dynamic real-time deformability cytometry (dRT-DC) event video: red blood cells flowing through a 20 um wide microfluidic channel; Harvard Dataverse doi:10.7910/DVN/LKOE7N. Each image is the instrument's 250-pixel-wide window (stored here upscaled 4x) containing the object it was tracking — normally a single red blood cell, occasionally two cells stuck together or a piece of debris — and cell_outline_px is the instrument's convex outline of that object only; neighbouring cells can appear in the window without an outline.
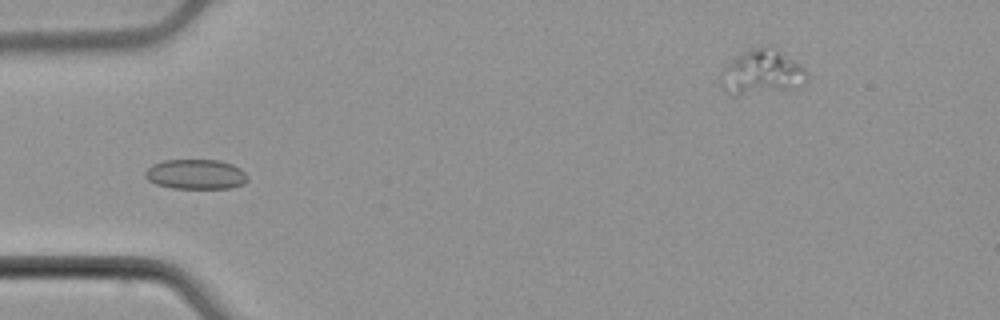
{"species": "common noctule bat (a hibernating species)", "species_latin": "Nyctalus noctula", "temperature_condition": "cold", "stored_images_in_passage": 51, "camera_frame_rate_fps": 3000, "um_per_image_px": 0.085, "animal": {"sex": "male", "body_mass_g": 21.5, "forearm_length_mm": 52.0}, "frame": {"image": 1, "passage_image": 14, "time_ms": 4.333, "image_size_px": [1000, 320], "cell_outline_px": [[248, 180], [244, 184], [232, 188], [172, 188], [156, 184], [148, 180], [144, 176], [144, 172], [152, 164], [164, 160], [220, 160], [232, 164], [240, 168], [248, 176]], "centroid_in_image_um": [16.65, 14.81], "position_along_channel_um": 68.4, "area_um2": 17.98}}
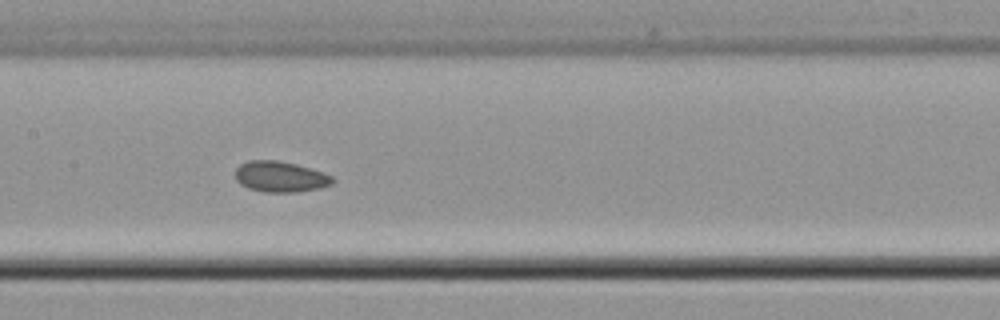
{"frame": {"image": 2, "passage_image": 23, "time_ms": 7.333, "image_size_px": [1000, 320], "cell_outline_px": [[336, 180], [332, 184], [320, 188], [296, 192], [264, 192], [248, 188], [240, 184], [236, 180], [236, 168], [240, 164], [248, 160], [276, 160], [296, 164], [324, 172], [332, 176]], "centroid_in_image_um": [23.84, 15.02], "position_along_channel_um": 183.6, "area_um2": 17.57}}
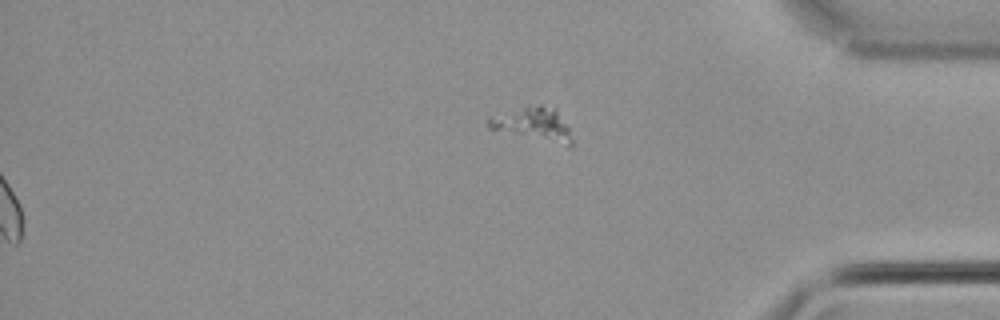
{"frame": {"image": 3, "passage_image": 51, "time_ms": 16.667, "image_size_px": [1000, 320], "cell_outline_px": [[572, 144], [568, 144], [488, 128], [488, 116], [528, 104], [540, 104], [556, 108], [568, 128], [572, 140]], "centroid_in_image_um": [45.27, 10.45], "position_along_channel_um": 389.9, "area_um2": 15.61}, "authors_computed_cell_mechanics": {"area_um2": 17.5134, "velocity_mm_per_s": 3.8908, "shape_relaxation_time_tau1_ms": null, "shape_relaxation_time_tau2_ms": 1.5652, "deformation_change_tau1": null, "deformation_change_tau2": 0.0507}}